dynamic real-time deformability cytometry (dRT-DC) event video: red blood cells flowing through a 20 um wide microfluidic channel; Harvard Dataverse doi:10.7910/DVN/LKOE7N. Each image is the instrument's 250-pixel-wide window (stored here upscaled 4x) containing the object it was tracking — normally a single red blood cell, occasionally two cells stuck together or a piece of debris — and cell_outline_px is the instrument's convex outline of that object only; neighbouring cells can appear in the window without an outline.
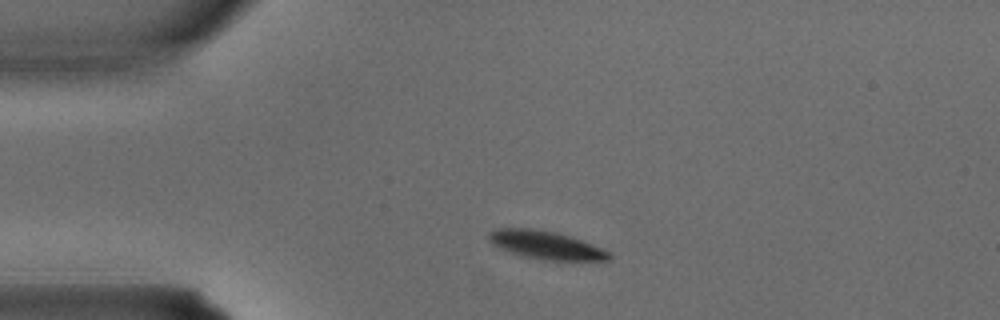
{"species": "common noctule bat (a hibernating species)", "species_latin": "Nyctalus noctula", "temperature_condition": "warm", "stored_images_in_passage": 1, "camera_frame_rate_fps": 3000, "um_per_image_px": 0.085, "animal": {"sex": "male", "body_mass_g": 15.6}, "frame": {"image": 1, "passage_image": 1, "time_ms": 0.0, "image_size_px": [1000, 320], "cell_outline_px": [[612, 260], [544, 260], [520, 256], [500, 248], [492, 244], [488, 240], [488, 232], [496, 228], [532, 228], [556, 232], [592, 244], [608, 252], [612, 256]], "centroid_in_image_um": [46.34, 20.83], "position_along_channel_um": 38.7, "area_um2": 19.71}}